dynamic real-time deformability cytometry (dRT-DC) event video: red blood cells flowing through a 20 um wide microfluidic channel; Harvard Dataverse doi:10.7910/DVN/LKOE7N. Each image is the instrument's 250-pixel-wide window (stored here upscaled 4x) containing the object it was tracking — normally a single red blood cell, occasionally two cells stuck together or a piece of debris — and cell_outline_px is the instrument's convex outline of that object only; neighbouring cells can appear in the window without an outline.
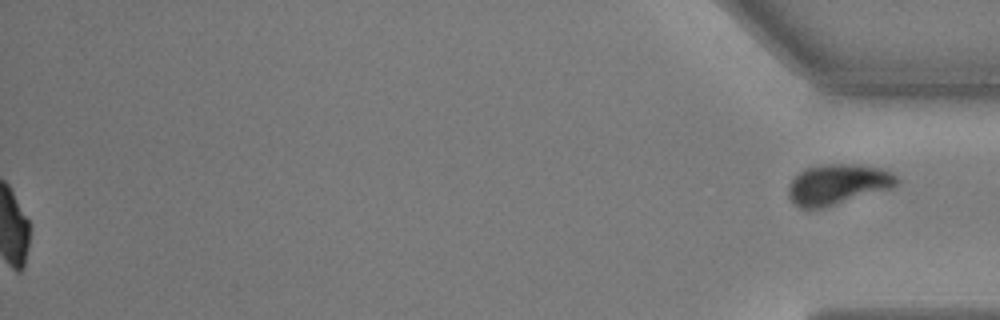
{"species": "common noctule bat (a hibernating species)", "species_latin": "Nyctalus noctula", "temperature_condition": "warm", "stored_images_in_passage": 57, "segment_of_instrument_passage": [2, 2], "camera_frame_rate_fps": 3000, "um_per_image_px": 0.085, "animal": {"sex": "male", "body_mass_g": 17.9, "forearm_length_mm": 54.2}, "frame": {"image": 1, "passage_image": 57, "time_ms": 18.667, "image_size_px": [1000, 320], "cell_outline_px": [[900, 180], [892, 188], [824, 208], [800, 208], [792, 204], [788, 196], [788, 184], [804, 168], [820, 164], [860, 164], [880, 168], [892, 172]], "centroid_in_image_um": [71.19, 15.67], "position_along_channel_um": 364.0, "area_um2": 25.84}}